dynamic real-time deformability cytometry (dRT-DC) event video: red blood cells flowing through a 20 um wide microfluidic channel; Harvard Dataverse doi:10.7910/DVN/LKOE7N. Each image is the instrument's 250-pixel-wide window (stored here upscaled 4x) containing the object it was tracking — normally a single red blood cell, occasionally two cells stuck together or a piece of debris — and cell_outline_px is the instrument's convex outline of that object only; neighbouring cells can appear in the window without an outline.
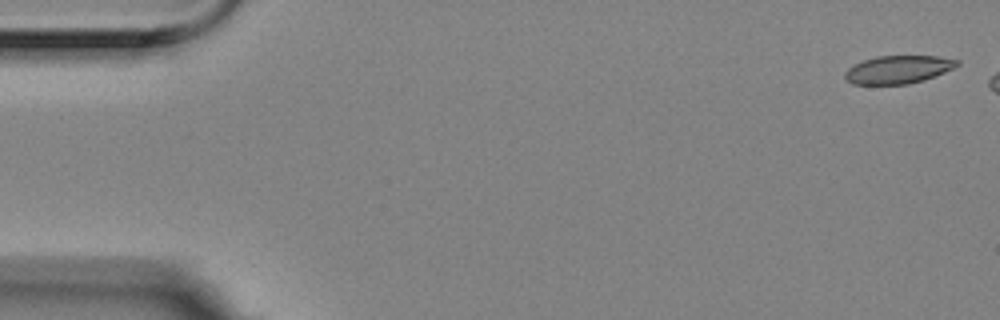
{"species": "Egyptian fruit bat (a non-hibernating species)", "species_latin": "Rousettus aegyptiacus", "temperature_condition": "room temperature", "stored_images_in_passage": 7, "camera_frame_rate_fps": 3000, "um_per_image_px": 0.085, "animal": {"sex": "female"}, "frame": {"image": 1, "passage_image": 1, "time_ms": 0.0, "image_size_px": [1000, 320], "cell_outline_px": [[960, 64], [944, 72], [924, 80], [908, 84], [852, 84], [844, 76], [844, 72], [848, 68], [864, 60], [876, 56], [936, 56], [960, 60]], "centroid_in_image_um": [76.35, 5.91], "position_along_channel_um": 8.7, "area_um2": 18.15}}